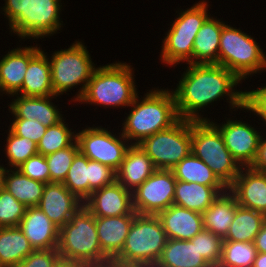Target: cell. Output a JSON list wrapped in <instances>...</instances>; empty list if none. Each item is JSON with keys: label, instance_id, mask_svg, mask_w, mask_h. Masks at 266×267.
I'll list each match as a JSON object with an SVG mask.
<instances>
[{"label": "cell", "instance_id": "cell-44", "mask_svg": "<svg viewBox=\"0 0 266 267\" xmlns=\"http://www.w3.org/2000/svg\"><path fill=\"white\" fill-rule=\"evenodd\" d=\"M243 110L256 115L266 126V85L258 86L256 89L245 90Z\"/></svg>", "mask_w": 266, "mask_h": 267}, {"label": "cell", "instance_id": "cell-39", "mask_svg": "<svg viewBox=\"0 0 266 267\" xmlns=\"http://www.w3.org/2000/svg\"><path fill=\"white\" fill-rule=\"evenodd\" d=\"M191 241L207 263L220 261L223 242L221 237L203 229Z\"/></svg>", "mask_w": 266, "mask_h": 267}, {"label": "cell", "instance_id": "cell-30", "mask_svg": "<svg viewBox=\"0 0 266 267\" xmlns=\"http://www.w3.org/2000/svg\"><path fill=\"white\" fill-rule=\"evenodd\" d=\"M8 168L7 166L4 177V189L26 207L38 206L46 184L30 179L16 168Z\"/></svg>", "mask_w": 266, "mask_h": 267}, {"label": "cell", "instance_id": "cell-34", "mask_svg": "<svg viewBox=\"0 0 266 267\" xmlns=\"http://www.w3.org/2000/svg\"><path fill=\"white\" fill-rule=\"evenodd\" d=\"M63 184L80 201L89 197V159L80 151L75 155Z\"/></svg>", "mask_w": 266, "mask_h": 267}, {"label": "cell", "instance_id": "cell-31", "mask_svg": "<svg viewBox=\"0 0 266 267\" xmlns=\"http://www.w3.org/2000/svg\"><path fill=\"white\" fill-rule=\"evenodd\" d=\"M265 219L264 214L237 204L235 217L223 241L254 242Z\"/></svg>", "mask_w": 266, "mask_h": 267}, {"label": "cell", "instance_id": "cell-17", "mask_svg": "<svg viewBox=\"0 0 266 267\" xmlns=\"http://www.w3.org/2000/svg\"><path fill=\"white\" fill-rule=\"evenodd\" d=\"M237 204L266 216V173L242 167L234 182L228 187Z\"/></svg>", "mask_w": 266, "mask_h": 267}, {"label": "cell", "instance_id": "cell-53", "mask_svg": "<svg viewBox=\"0 0 266 267\" xmlns=\"http://www.w3.org/2000/svg\"><path fill=\"white\" fill-rule=\"evenodd\" d=\"M128 267H149V266H128Z\"/></svg>", "mask_w": 266, "mask_h": 267}, {"label": "cell", "instance_id": "cell-1", "mask_svg": "<svg viewBox=\"0 0 266 267\" xmlns=\"http://www.w3.org/2000/svg\"><path fill=\"white\" fill-rule=\"evenodd\" d=\"M186 65L176 88L172 89L180 118L211 121V118L203 117L200 111L205 112L206 107L224 98L229 103L230 111H244L245 91L237 90L242 80L234 72L218 64Z\"/></svg>", "mask_w": 266, "mask_h": 267}, {"label": "cell", "instance_id": "cell-6", "mask_svg": "<svg viewBox=\"0 0 266 267\" xmlns=\"http://www.w3.org/2000/svg\"><path fill=\"white\" fill-rule=\"evenodd\" d=\"M265 53L252 35L227 23L223 26L218 65L234 72L242 81L266 72Z\"/></svg>", "mask_w": 266, "mask_h": 267}, {"label": "cell", "instance_id": "cell-24", "mask_svg": "<svg viewBox=\"0 0 266 267\" xmlns=\"http://www.w3.org/2000/svg\"><path fill=\"white\" fill-rule=\"evenodd\" d=\"M226 21L210 15L198 31L193 45V64H218L220 36Z\"/></svg>", "mask_w": 266, "mask_h": 267}, {"label": "cell", "instance_id": "cell-28", "mask_svg": "<svg viewBox=\"0 0 266 267\" xmlns=\"http://www.w3.org/2000/svg\"><path fill=\"white\" fill-rule=\"evenodd\" d=\"M207 262L191 240L167 239L154 267H205Z\"/></svg>", "mask_w": 266, "mask_h": 267}, {"label": "cell", "instance_id": "cell-9", "mask_svg": "<svg viewBox=\"0 0 266 267\" xmlns=\"http://www.w3.org/2000/svg\"><path fill=\"white\" fill-rule=\"evenodd\" d=\"M138 145L157 169L171 170L191 153V121L180 118L171 127L145 138Z\"/></svg>", "mask_w": 266, "mask_h": 267}, {"label": "cell", "instance_id": "cell-36", "mask_svg": "<svg viewBox=\"0 0 266 267\" xmlns=\"http://www.w3.org/2000/svg\"><path fill=\"white\" fill-rule=\"evenodd\" d=\"M256 255L253 242L223 241L220 261L228 267H252Z\"/></svg>", "mask_w": 266, "mask_h": 267}, {"label": "cell", "instance_id": "cell-29", "mask_svg": "<svg viewBox=\"0 0 266 267\" xmlns=\"http://www.w3.org/2000/svg\"><path fill=\"white\" fill-rule=\"evenodd\" d=\"M34 248L19 227H0V266L17 267Z\"/></svg>", "mask_w": 266, "mask_h": 267}, {"label": "cell", "instance_id": "cell-5", "mask_svg": "<svg viewBox=\"0 0 266 267\" xmlns=\"http://www.w3.org/2000/svg\"><path fill=\"white\" fill-rule=\"evenodd\" d=\"M51 81L55 95L61 96L70 92L79 85L78 92H75L73 102L83 96L88 81L94 70L97 68L90 56L89 50L82 40L75 41L66 49L55 50L52 56H48Z\"/></svg>", "mask_w": 266, "mask_h": 267}, {"label": "cell", "instance_id": "cell-40", "mask_svg": "<svg viewBox=\"0 0 266 267\" xmlns=\"http://www.w3.org/2000/svg\"><path fill=\"white\" fill-rule=\"evenodd\" d=\"M75 267H128L123 257L107 249L100 248L93 254L73 259Z\"/></svg>", "mask_w": 266, "mask_h": 267}, {"label": "cell", "instance_id": "cell-51", "mask_svg": "<svg viewBox=\"0 0 266 267\" xmlns=\"http://www.w3.org/2000/svg\"><path fill=\"white\" fill-rule=\"evenodd\" d=\"M1 162V161H0ZM6 167L0 164V192L4 189V177L6 174Z\"/></svg>", "mask_w": 266, "mask_h": 267}, {"label": "cell", "instance_id": "cell-42", "mask_svg": "<svg viewBox=\"0 0 266 267\" xmlns=\"http://www.w3.org/2000/svg\"><path fill=\"white\" fill-rule=\"evenodd\" d=\"M22 174L30 179L37 180L43 183H50V172L46 157L37 153L28 158L24 163L17 167Z\"/></svg>", "mask_w": 266, "mask_h": 267}, {"label": "cell", "instance_id": "cell-2", "mask_svg": "<svg viewBox=\"0 0 266 267\" xmlns=\"http://www.w3.org/2000/svg\"><path fill=\"white\" fill-rule=\"evenodd\" d=\"M158 88L147 90L143 98L137 94L129 106V114L125 113L121 133L132 145H138L180 119L172 89Z\"/></svg>", "mask_w": 266, "mask_h": 267}, {"label": "cell", "instance_id": "cell-52", "mask_svg": "<svg viewBox=\"0 0 266 267\" xmlns=\"http://www.w3.org/2000/svg\"><path fill=\"white\" fill-rule=\"evenodd\" d=\"M205 267H228L226 264L222 263L221 261L217 262H210L205 265Z\"/></svg>", "mask_w": 266, "mask_h": 267}, {"label": "cell", "instance_id": "cell-25", "mask_svg": "<svg viewBox=\"0 0 266 267\" xmlns=\"http://www.w3.org/2000/svg\"><path fill=\"white\" fill-rule=\"evenodd\" d=\"M41 49L27 66L22 88L16 93L23 96L47 97L55 95L51 81L49 59Z\"/></svg>", "mask_w": 266, "mask_h": 267}, {"label": "cell", "instance_id": "cell-12", "mask_svg": "<svg viewBox=\"0 0 266 267\" xmlns=\"http://www.w3.org/2000/svg\"><path fill=\"white\" fill-rule=\"evenodd\" d=\"M62 0H26L25 20L11 33L19 41L44 39L62 30ZM25 39V40H24Z\"/></svg>", "mask_w": 266, "mask_h": 267}, {"label": "cell", "instance_id": "cell-23", "mask_svg": "<svg viewBox=\"0 0 266 267\" xmlns=\"http://www.w3.org/2000/svg\"><path fill=\"white\" fill-rule=\"evenodd\" d=\"M227 190V186H206L177 180L173 204L203 213L212 205L218 195Z\"/></svg>", "mask_w": 266, "mask_h": 267}, {"label": "cell", "instance_id": "cell-37", "mask_svg": "<svg viewBox=\"0 0 266 267\" xmlns=\"http://www.w3.org/2000/svg\"><path fill=\"white\" fill-rule=\"evenodd\" d=\"M78 152L79 146L75 141L71 146L45 156L50 172V182H64L73 159Z\"/></svg>", "mask_w": 266, "mask_h": 267}, {"label": "cell", "instance_id": "cell-45", "mask_svg": "<svg viewBox=\"0 0 266 267\" xmlns=\"http://www.w3.org/2000/svg\"><path fill=\"white\" fill-rule=\"evenodd\" d=\"M5 5L0 11L8 20L9 34H11L25 20L26 0H4Z\"/></svg>", "mask_w": 266, "mask_h": 267}, {"label": "cell", "instance_id": "cell-20", "mask_svg": "<svg viewBox=\"0 0 266 267\" xmlns=\"http://www.w3.org/2000/svg\"><path fill=\"white\" fill-rule=\"evenodd\" d=\"M18 227L34 250L58 248L60 228L45 215L39 206L27 207Z\"/></svg>", "mask_w": 266, "mask_h": 267}, {"label": "cell", "instance_id": "cell-49", "mask_svg": "<svg viewBox=\"0 0 266 267\" xmlns=\"http://www.w3.org/2000/svg\"><path fill=\"white\" fill-rule=\"evenodd\" d=\"M52 267H75L73 260L59 256Z\"/></svg>", "mask_w": 266, "mask_h": 267}, {"label": "cell", "instance_id": "cell-50", "mask_svg": "<svg viewBox=\"0 0 266 267\" xmlns=\"http://www.w3.org/2000/svg\"><path fill=\"white\" fill-rule=\"evenodd\" d=\"M252 267H266V253L257 252Z\"/></svg>", "mask_w": 266, "mask_h": 267}, {"label": "cell", "instance_id": "cell-43", "mask_svg": "<svg viewBox=\"0 0 266 267\" xmlns=\"http://www.w3.org/2000/svg\"><path fill=\"white\" fill-rule=\"evenodd\" d=\"M8 128L17 136L26 137L38 143L48 127H45L38 120L13 118Z\"/></svg>", "mask_w": 266, "mask_h": 267}, {"label": "cell", "instance_id": "cell-48", "mask_svg": "<svg viewBox=\"0 0 266 267\" xmlns=\"http://www.w3.org/2000/svg\"><path fill=\"white\" fill-rule=\"evenodd\" d=\"M254 246L259 253H266V219L261 227V230L254 239Z\"/></svg>", "mask_w": 266, "mask_h": 267}, {"label": "cell", "instance_id": "cell-35", "mask_svg": "<svg viewBox=\"0 0 266 267\" xmlns=\"http://www.w3.org/2000/svg\"><path fill=\"white\" fill-rule=\"evenodd\" d=\"M6 133V144L3 151L5 152V162L8 159L7 164L10 168L19 167L28 158L38 153L37 143L34 141L17 136L9 128Z\"/></svg>", "mask_w": 266, "mask_h": 267}, {"label": "cell", "instance_id": "cell-33", "mask_svg": "<svg viewBox=\"0 0 266 267\" xmlns=\"http://www.w3.org/2000/svg\"><path fill=\"white\" fill-rule=\"evenodd\" d=\"M66 118L56 125L49 126L37 143L38 153L44 156L54 153L60 149L71 146L76 141V132L68 126Z\"/></svg>", "mask_w": 266, "mask_h": 267}, {"label": "cell", "instance_id": "cell-26", "mask_svg": "<svg viewBox=\"0 0 266 267\" xmlns=\"http://www.w3.org/2000/svg\"><path fill=\"white\" fill-rule=\"evenodd\" d=\"M136 215L96 217V229L101 248L119 254Z\"/></svg>", "mask_w": 266, "mask_h": 267}, {"label": "cell", "instance_id": "cell-18", "mask_svg": "<svg viewBox=\"0 0 266 267\" xmlns=\"http://www.w3.org/2000/svg\"><path fill=\"white\" fill-rule=\"evenodd\" d=\"M10 96L14 97L8 105L12 118L38 120L45 127L56 125L64 118L58 105L52 102L54 99L57 100L58 95L38 97L13 94Z\"/></svg>", "mask_w": 266, "mask_h": 267}, {"label": "cell", "instance_id": "cell-10", "mask_svg": "<svg viewBox=\"0 0 266 267\" xmlns=\"http://www.w3.org/2000/svg\"><path fill=\"white\" fill-rule=\"evenodd\" d=\"M102 126H85L76 132L79 151L88 159L100 162L117 171L132 145L121 133L114 134ZM113 133V134H112ZM121 133V134H120Z\"/></svg>", "mask_w": 266, "mask_h": 267}, {"label": "cell", "instance_id": "cell-14", "mask_svg": "<svg viewBox=\"0 0 266 267\" xmlns=\"http://www.w3.org/2000/svg\"><path fill=\"white\" fill-rule=\"evenodd\" d=\"M232 117L221 124L215 122V118L214 122L212 120L211 122L221 132L226 148L238 164L241 167H251L257 156L261 136L265 131L256 130L255 127L258 126L241 120V117L240 120L237 118L234 120V116Z\"/></svg>", "mask_w": 266, "mask_h": 267}, {"label": "cell", "instance_id": "cell-8", "mask_svg": "<svg viewBox=\"0 0 266 267\" xmlns=\"http://www.w3.org/2000/svg\"><path fill=\"white\" fill-rule=\"evenodd\" d=\"M166 242L167 236L157 215L137 214L119 255L129 266L154 267Z\"/></svg>", "mask_w": 266, "mask_h": 267}, {"label": "cell", "instance_id": "cell-41", "mask_svg": "<svg viewBox=\"0 0 266 267\" xmlns=\"http://www.w3.org/2000/svg\"><path fill=\"white\" fill-rule=\"evenodd\" d=\"M117 181L116 171L100 162L89 159V196L93 191Z\"/></svg>", "mask_w": 266, "mask_h": 267}, {"label": "cell", "instance_id": "cell-19", "mask_svg": "<svg viewBox=\"0 0 266 267\" xmlns=\"http://www.w3.org/2000/svg\"><path fill=\"white\" fill-rule=\"evenodd\" d=\"M82 205L83 202L63 183L50 182L46 183L38 206L55 225L61 228Z\"/></svg>", "mask_w": 266, "mask_h": 267}, {"label": "cell", "instance_id": "cell-7", "mask_svg": "<svg viewBox=\"0 0 266 267\" xmlns=\"http://www.w3.org/2000/svg\"><path fill=\"white\" fill-rule=\"evenodd\" d=\"M191 139V152L229 187L242 167L226 148L219 129L211 121H191Z\"/></svg>", "mask_w": 266, "mask_h": 267}, {"label": "cell", "instance_id": "cell-47", "mask_svg": "<svg viewBox=\"0 0 266 267\" xmlns=\"http://www.w3.org/2000/svg\"><path fill=\"white\" fill-rule=\"evenodd\" d=\"M266 134L263 133L260 139L259 148L256 159L251 165V168L255 171L266 173Z\"/></svg>", "mask_w": 266, "mask_h": 267}, {"label": "cell", "instance_id": "cell-3", "mask_svg": "<svg viewBox=\"0 0 266 267\" xmlns=\"http://www.w3.org/2000/svg\"><path fill=\"white\" fill-rule=\"evenodd\" d=\"M131 67L124 61L97 66L77 103L110 109L128 108L139 92L135 83V68Z\"/></svg>", "mask_w": 266, "mask_h": 267}, {"label": "cell", "instance_id": "cell-27", "mask_svg": "<svg viewBox=\"0 0 266 267\" xmlns=\"http://www.w3.org/2000/svg\"><path fill=\"white\" fill-rule=\"evenodd\" d=\"M236 205L237 200L229 190L218 195L202 213L204 229L224 239L235 217Z\"/></svg>", "mask_w": 266, "mask_h": 267}, {"label": "cell", "instance_id": "cell-22", "mask_svg": "<svg viewBox=\"0 0 266 267\" xmlns=\"http://www.w3.org/2000/svg\"><path fill=\"white\" fill-rule=\"evenodd\" d=\"M156 170L151 158L143 149L139 145H131L116 171L117 182L132 192Z\"/></svg>", "mask_w": 266, "mask_h": 267}, {"label": "cell", "instance_id": "cell-16", "mask_svg": "<svg viewBox=\"0 0 266 267\" xmlns=\"http://www.w3.org/2000/svg\"><path fill=\"white\" fill-rule=\"evenodd\" d=\"M41 46H19L0 58V96L10 97L21 88L29 61L42 49ZM2 93V94H1Z\"/></svg>", "mask_w": 266, "mask_h": 267}, {"label": "cell", "instance_id": "cell-46", "mask_svg": "<svg viewBox=\"0 0 266 267\" xmlns=\"http://www.w3.org/2000/svg\"><path fill=\"white\" fill-rule=\"evenodd\" d=\"M59 256L58 249L34 250L17 267H52Z\"/></svg>", "mask_w": 266, "mask_h": 267}, {"label": "cell", "instance_id": "cell-4", "mask_svg": "<svg viewBox=\"0 0 266 267\" xmlns=\"http://www.w3.org/2000/svg\"><path fill=\"white\" fill-rule=\"evenodd\" d=\"M209 2L200 0L190 8L179 9L172 24L162 39L160 62L175 67L178 64H193V45L195 37L206 19L211 15ZM170 28V29H169Z\"/></svg>", "mask_w": 266, "mask_h": 267}, {"label": "cell", "instance_id": "cell-13", "mask_svg": "<svg viewBox=\"0 0 266 267\" xmlns=\"http://www.w3.org/2000/svg\"><path fill=\"white\" fill-rule=\"evenodd\" d=\"M176 182L172 170L157 169L132 191L133 209L141 215H158L173 205Z\"/></svg>", "mask_w": 266, "mask_h": 267}, {"label": "cell", "instance_id": "cell-15", "mask_svg": "<svg viewBox=\"0 0 266 267\" xmlns=\"http://www.w3.org/2000/svg\"><path fill=\"white\" fill-rule=\"evenodd\" d=\"M95 217H115L137 214L132 205V192L117 181L95 190L83 202Z\"/></svg>", "mask_w": 266, "mask_h": 267}, {"label": "cell", "instance_id": "cell-21", "mask_svg": "<svg viewBox=\"0 0 266 267\" xmlns=\"http://www.w3.org/2000/svg\"><path fill=\"white\" fill-rule=\"evenodd\" d=\"M167 239L191 240L204 229L202 213L171 205L157 215Z\"/></svg>", "mask_w": 266, "mask_h": 267}, {"label": "cell", "instance_id": "cell-11", "mask_svg": "<svg viewBox=\"0 0 266 267\" xmlns=\"http://www.w3.org/2000/svg\"><path fill=\"white\" fill-rule=\"evenodd\" d=\"M101 248L96 217L84 206L80 207L59 231L58 253L73 260L93 254Z\"/></svg>", "mask_w": 266, "mask_h": 267}, {"label": "cell", "instance_id": "cell-32", "mask_svg": "<svg viewBox=\"0 0 266 267\" xmlns=\"http://www.w3.org/2000/svg\"><path fill=\"white\" fill-rule=\"evenodd\" d=\"M176 180L195 182L206 186H226L212 169L192 152L172 169Z\"/></svg>", "mask_w": 266, "mask_h": 267}, {"label": "cell", "instance_id": "cell-38", "mask_svg": "<svg viewBox=\"0 0 266 267\" xmlns=\"http://www.w3.org/2000/svg\"><path fill=\"white\" fill-rule=\"evenodd\" d=\"M27 207L3 189L0 192V227H17Z\"/></svg>", "mask_w": 266, "mask_h": 267}]
</instances>
